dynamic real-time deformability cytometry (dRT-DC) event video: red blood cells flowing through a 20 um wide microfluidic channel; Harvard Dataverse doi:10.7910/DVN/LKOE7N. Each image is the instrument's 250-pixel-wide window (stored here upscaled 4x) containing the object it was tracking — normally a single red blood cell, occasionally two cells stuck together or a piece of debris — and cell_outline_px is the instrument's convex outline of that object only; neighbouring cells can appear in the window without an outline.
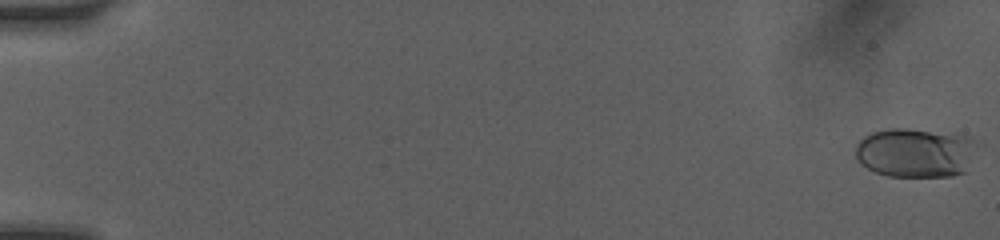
{"species": "human", "species_latin": "Homo sapiens", "temperature_condition": "room temperature", "stored_images_in_passage": 10, "camera_frame_rate_fps": 3000, "um_per_image_px": 0.085, "donor": {"sex": "female"}, "frame": {"image": 1, "passage_image": 1, "time_ms": 0.0, "image_size_px": [1000, 240], "cell_outline_px": [[980, 144], [964, 172], [952, 176], [888, 176], [876, 172], [860, 164], [856, 156], [856, 144], [864, 136], [872, 132], [888, 128], [908, 128], [972, 136]], "centroid_in_image_um": [77.85, 12.96], "position_along_channel_um": 7.2, "area_um2": 35.37}}
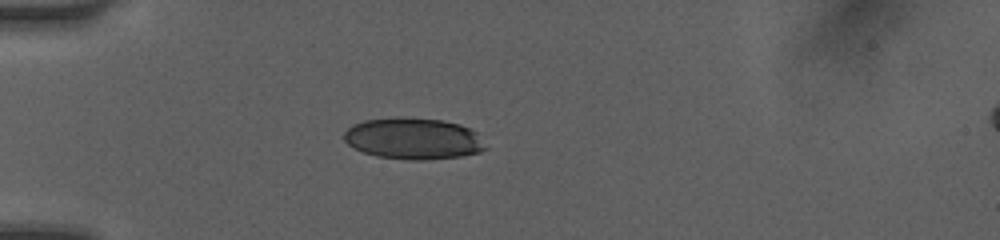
{"frame": {"image": 2, "passage_image": 9, "time_ms": 5.0, "image_size_px": [1000, 240], "cell_outline_px": [[488, 148], [480, 152], [460, 156], [424, 160], [412, 160], [376, 156], [364, 152], [348, 144], [344, 140], [344, 132], [352, 124], [364, 120], [396, 116], [444, 120], [460, 124], [476, 132]], "centroid_in_image_um": [35.13, 11.76], "position_along_channel_um": 49.9, "area_um2": 34.33}}